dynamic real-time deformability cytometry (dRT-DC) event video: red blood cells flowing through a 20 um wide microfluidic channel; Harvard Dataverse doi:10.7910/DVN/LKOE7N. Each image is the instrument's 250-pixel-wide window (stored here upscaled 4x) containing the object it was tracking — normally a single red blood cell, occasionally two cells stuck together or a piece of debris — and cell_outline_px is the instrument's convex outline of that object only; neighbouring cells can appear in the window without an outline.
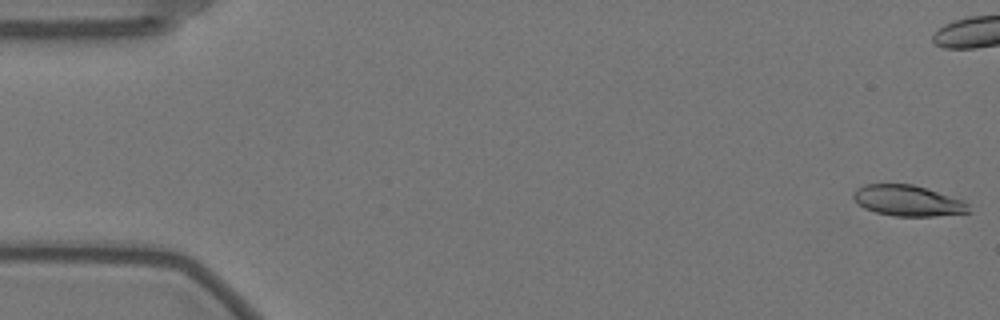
{"species": "Egyptian fruit bat (a non-hibernating species)", "species_latin": "Rousettus aegyptiacus", "temperature_condition": "warm", "stored_images_in_passage": 55, "camera_frame_rate_fps": 3000, "um_per_image_px": 0.085, "animal": {"sex": "female"}, "frame": {"image": 1, "passage_image": 1, "time_ms": 0.0, "image_size_px": [1000, 320], "cell_outline_px": [[972, 212], [936, 216], [892, 216], [876, 212], [864, 208], [852, 200], [852, 192], [856, 188], [864, 184], [912, 184], [964, 200], [968, 204]], "centroid_in_image_um": [77.13, 17.06], "position_along_channel_um": 7.9, "area_um2": 20.92}}
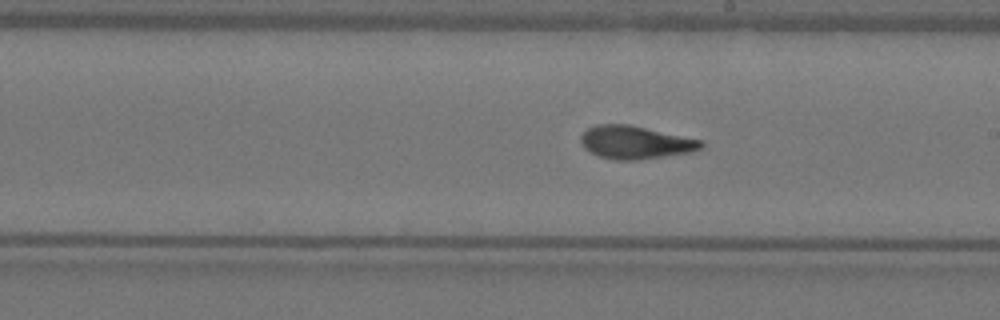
{"frame": {"image": 2, "passage_image": 32, "time_ms": 10.333, "image_size_px": [1000, 320], "cell_outline_px": [[704, 144], [700, 148], [692, 152], [636, 160], [616, 160], [600, 156], [584, 148], [580, 140], [580, 136], [588, 128], [596, 124], [628, 124], [704, 140]], "centroid_in_image_um": [54.01, 12.09], "position_along_channel_um": 235.0, "area_um2": 23.06}}
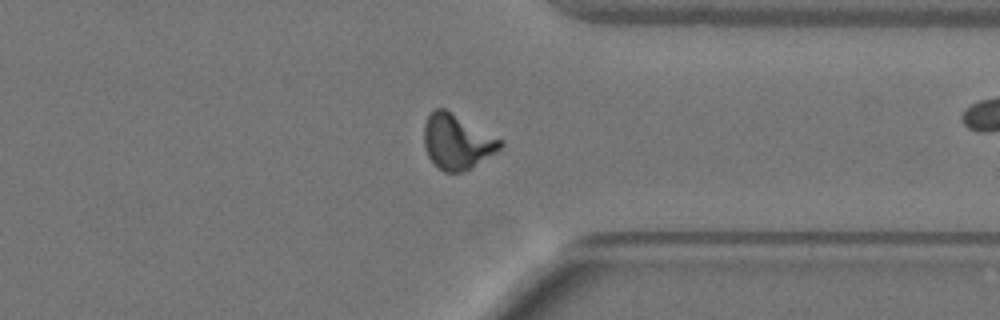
{"frame": {"image": 3, "passage_image": 44, "time_ms": 14.333, "image_size_px": [1000, 320], "cell_outline_px": [[504, 144], [500, 148], [472, 168], [464, 172], [444, 172], [428, 156], [424, 144], [424, 124], [428, 116], [436, 108], [444, 108], [504, 140]], "centroid_in_image_um": [38.86, 12.04], "position_along_channel_um": 372.5, "area_um2": 24.22}, "authors_computed_cell_mechanics": {"area_um2": 22.7732, "velocity_mm_per_s": 3.5288, "shape_relaxation_time_tau1_ms": 9.4735, "shape_relaxation_time_tau2_ms": 1.5563, "deformation_change_tau1": 0.2562, "deformation_change_tau2": 0.0844}}